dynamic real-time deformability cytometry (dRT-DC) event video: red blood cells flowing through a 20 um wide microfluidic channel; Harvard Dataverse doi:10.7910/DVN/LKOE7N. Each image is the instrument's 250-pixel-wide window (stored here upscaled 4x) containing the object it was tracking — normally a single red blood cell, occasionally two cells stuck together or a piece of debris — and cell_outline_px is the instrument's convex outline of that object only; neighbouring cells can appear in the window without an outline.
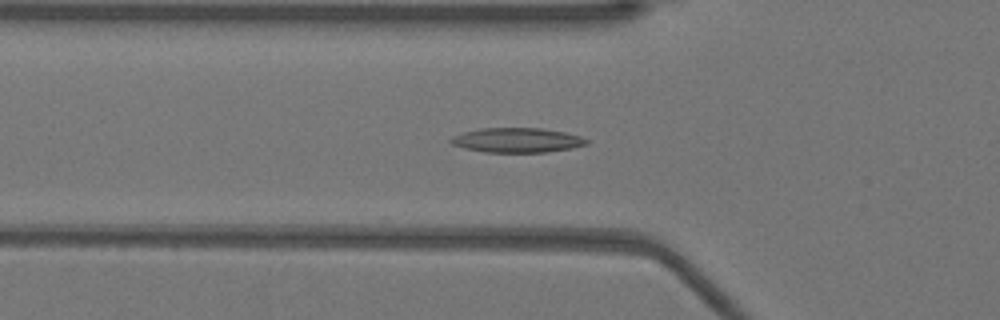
{"species": "Egyptian fruit bat (a non-hibernating species)", "species_latin": "Rousettus aegyptiacus", "temperature_condition": "warm", "stored_images_in_passage": 53, "segment_of_instrument_passage": [1, 2], "camera_frame_rate_fps": 3000, "um_per_image_px": 0.085, "animal": {"sex": "female"}, "frame": {"image": 1, "passage_image": 18, "time_ms": 5.667, "image_size_px": [1000, 320], "cell_outline_px": [[588, 144], [572, 148], [548, 152], [484, 152], [464, 148], [452, 144], [448, 140], [452, 136], [464, 132], [480, 128], [540, 128], [564, 132], [580, 136], [588, 140]], "centroid_in_image_um": [43.94, 11.91], "position_along_channel_um": 81.9, "area_um2": 19.48}}
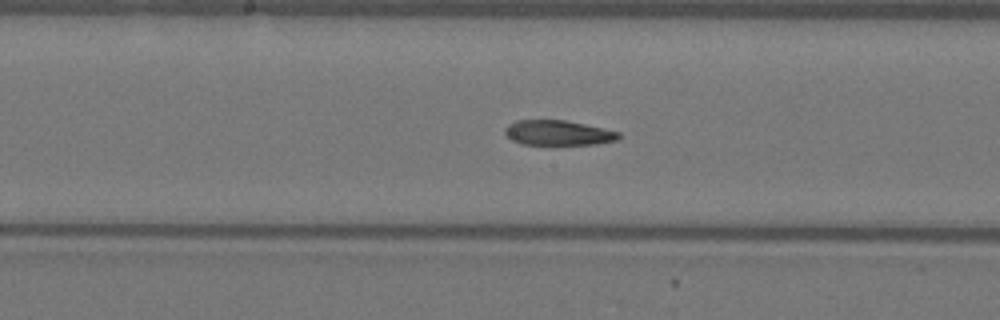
{"frame": {"image": 2, "passage_image": 27, "time_ms": 8.667, "image_size_px": [1000, 320], "cell_outline_px": [[620, 136], [616, 140], [596, 144], [520, 144], [512, 140], [504, 132], [504, 128], [508, 124], [516, 120], [564, 120], [584, 124], [620, 132]], "centroid_in_image_um": [47.4, 11.28], "position_along_channel_um": 200.8, "area_um2": 16.42}}
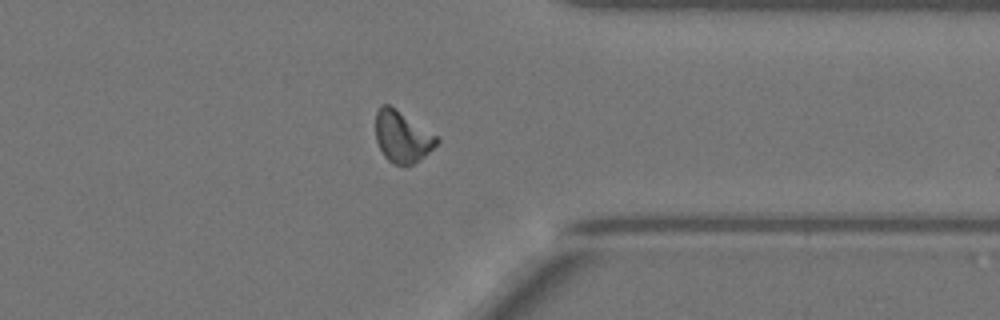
{"frame": {"image": 3, "passage_image": 41, "time_ms": 13.333, "image_size_px": [1000, 320], "cell_outline_px": [[440, 140], [424, 156], [412, 164], [392, 164], [384, 156], [376, 140], [376, 112], [380, 104], [388, 104], [396, 108], [436, 136]], "centroid_in_image_um": [34.15, 11.6], "position_along_channel_um": 377.3, "area_um2": 17.98}}